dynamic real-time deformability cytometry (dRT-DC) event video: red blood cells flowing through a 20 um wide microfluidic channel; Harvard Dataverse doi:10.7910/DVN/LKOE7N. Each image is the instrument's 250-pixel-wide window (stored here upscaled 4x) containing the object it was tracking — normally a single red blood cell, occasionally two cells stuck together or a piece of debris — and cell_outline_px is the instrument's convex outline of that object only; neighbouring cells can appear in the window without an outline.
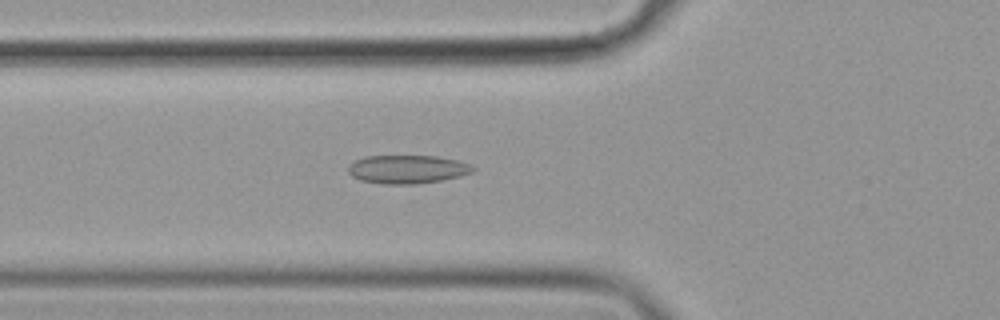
{"species": "common noctule bat (a hibernating species)", "species_latin": "Nyctalus noctula", "temperature_condition": "cold", "stored_images_in_passage": 55, "camera_frame_rate_fps": 3000, "um_per_image_px": 0.085, "animal": {"sex": "female", "body_mass_g": 19.9}, "frame": {"image": 1, "passage_image": 20, "time_ms": 6.333, "image_size_px": [1000, 320], "cell_outline_px": [[476, 168], [472, 172], [460, 176], [440, 180], [416, 184], [384, 184], [360, 180], [352, 176], [348, 172], [348, 164], [364, 156], [436, 156], [456, 160], [468, 164]], "centroid_in_image_um": [34.59, 14.39], "position_along_channel_um": 91.2, "area_um2": 20.58}}
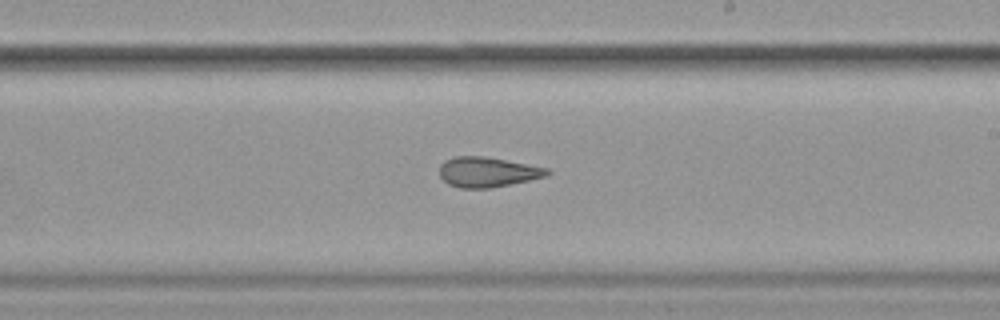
{"frame": {"image": 2, "passage_image": 33, "time_ms": 10.667, "image_size_px": [1000, 320], "cell_outline_px": [[552, 172], [548, 176], [492, 188], [460, 188], [448, 184], [440, 176], [440, 164], [444, 160], [456, 156], [484, 156], [548, 168]], "centroid_in_image_um": [41.44, 14.62], "position_along_channel_um": 247.6, "area_um2": 18.9}}
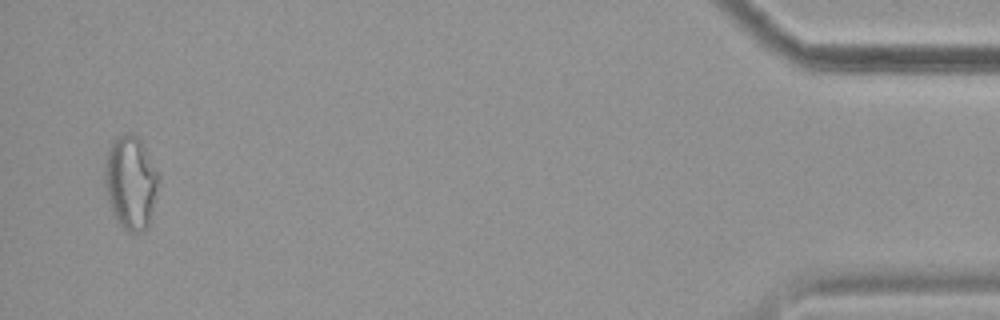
{"frame": {"image": 3, "passage_image": 54, "time_ms": 17.667, "image_size_px": [1000, 320], "cell_outline_px": [[160, 180], [148, 228], [140, 232], [128, 232], [120, 228], [112, 212], [108, 200], [104, 180], [104, 160], [108, 148], [112, 140], [124, 132], [128, 132], [136, 136], [140, 140], [160, 176]], "centroid_in_image_um": [11.09, 15.52], "position_along_channel_um": 424.1, "area_um2": 29.77}, "authors_computed_cell_mechanics": {"area_um2": 21.5594, "velocity_mm_per_s": 3.606, "shape_relaxation_time_tau1_ms": null, "shape_relaxation_time_tau2_ms": 2.2149, "deformation_change_tau1": null, "deformation_change_tau2": 0.1106}}